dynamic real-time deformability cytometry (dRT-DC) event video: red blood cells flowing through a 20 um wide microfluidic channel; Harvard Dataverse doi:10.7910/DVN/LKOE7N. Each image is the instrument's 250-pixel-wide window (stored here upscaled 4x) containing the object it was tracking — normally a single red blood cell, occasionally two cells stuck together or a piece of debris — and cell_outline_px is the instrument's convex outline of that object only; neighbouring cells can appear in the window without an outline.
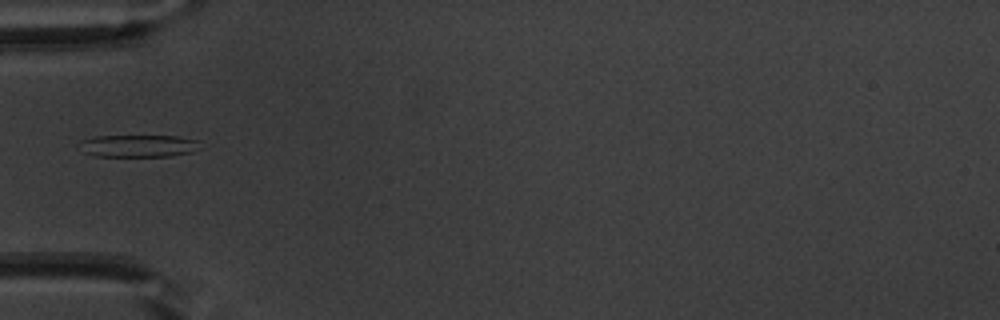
{"species": "common noctule bat (a hibernating species)", "species_latin": "Nyctalus noctula", "temperature_condition": "warm", "stored_images_in_passage": 6, "camera_frame_rate_fps": 3000, "um_per_image_px": 0.085, "animal": {"sex": "male", "body_mass_g": 20.1, "forearm_length_mm": 53.5}, "frame": {"image": 1, "passage_image": 1, "time_ms": 0.0, "image_size_px": [1000, 320], "cell_outline_px": [[200, 140], [192, 152], [172, 156], [92, 156], [84, 152], [76, 144], [80, 140], [96, 136], [176, 136]], "centroid_in_image_um": [11.67, 12.4], "position_along_channel_um": 73.3, "area_um2": 15.72}}